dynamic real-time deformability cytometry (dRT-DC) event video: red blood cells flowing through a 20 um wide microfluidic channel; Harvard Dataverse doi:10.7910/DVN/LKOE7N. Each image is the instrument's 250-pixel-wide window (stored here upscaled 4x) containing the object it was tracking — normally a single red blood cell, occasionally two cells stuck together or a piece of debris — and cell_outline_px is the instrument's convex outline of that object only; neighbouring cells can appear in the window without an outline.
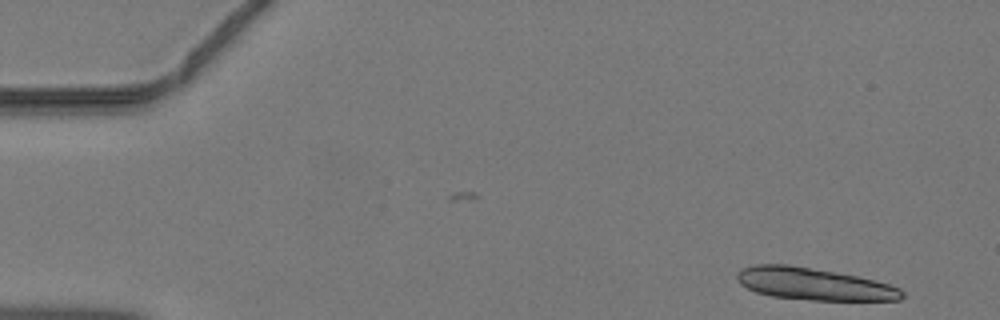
{"species": "common noctule bat (a hibernating species)", "species_latin": "Nyctalus noctula", "temperature_condition": "warm", "stored_images_in_passage": 42, "camera_frame_rate_fps": 3000, "um_per_image_px": 0.085, "animal": {"sex": "male", "body_mass_g": 19.2, "forearm_length_mm": 51.8}, "frame": {"image": 1, "passage_image": 1, "time_ms": 0.0, "image_size_px": [1000, 320], "cell_outline_px": [[904, 296], [900, 300], [812, 300], [772, 296], [756, 292], [740, 284], [736, 276], [736, 272], [740, 268], [756, 264], [788, 264], [836, 272], [856, 276], [888, 284], [900, 288], [904, 292]], "centroid_in_image_um": [69.14, 24.13], "position_along_channel_um": 15.9, "area_um2": 30.81}}
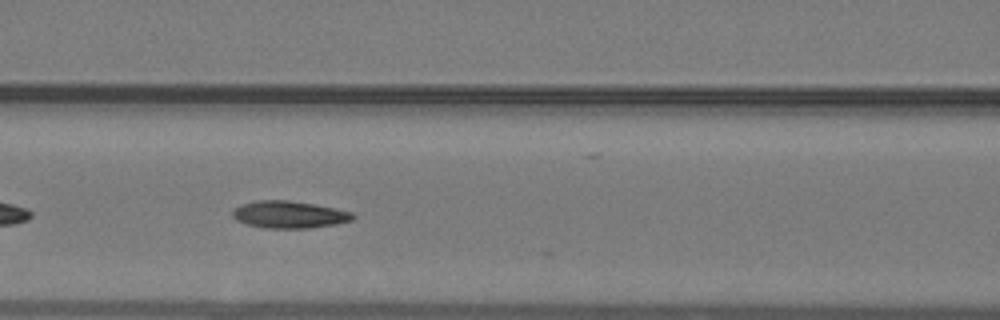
{"frame": {"image": 2, "passage_image": 18, "time_ms": 5.667, "image_size_px": [1000, 320], "cell_outline_px": [[356, 216], [352, 220], [336, 224], [308, 228], [264, 228], [248, 224], [236, 220], [232, 216], [232, 212], [240, 204], [256, 200], [288, 200], [312, 204], [352, 212]], "centroid_in_image_um": [24.56, 18.24], "position_along_channel_um": 142.0, "area_um2": 18.9}}
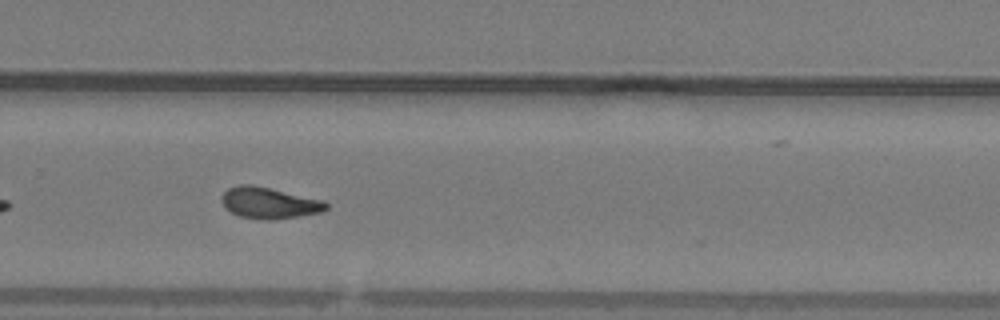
{"frame": {"image": 3, "passage_image": 29, "time_ms": 9.333, "image_size_px": [1000, 320], "cell_outline_px": [[328, 208], [320, 212], [300, 216], [272, 220], [264, 220], [240, 216], [224, 208], [220, 200], [224, 192], [228, 188], [240, 184], [252, 184], [324, 200], [328, 204]], "centroid_in_image_um": [22.86, 17.24], "position_along_channel_um": 306.9, "area_um2": 19.13}}